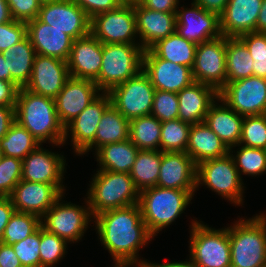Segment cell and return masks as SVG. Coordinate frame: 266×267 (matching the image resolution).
<instances>
[{"mask_svg": "<svg viewBox=\"0 0 266 267\" xmlns=\"http://www.w3.org/2000/svg\"><path fill=\"white\" fill-rule=\"evenodd\" d=\"M114 267H142V264L129 259H113Z\"/></svg>", "mask_w": 266, "mask_h": 267, "instance_id": "61", "label": "cell"}, {"mask_svg": "<svg viewBox=\"0 0 266 267\" xmlns=\"http://www.w3.org/2000/svg\"><path fill=\"white\" fill-rule=\"evenodd\" d=\"M130 121L124 117L112 104L104 111L95 135L94 141L80 154H87L90 150L111 143L121 142L129 139Z\"/></svg>", "mask_w": 266, "mask_h": 267, "instance_id": "30", "label": "cell"}, {"mask_svg": "<svg viewBox=\"0 0 266 267\" xmlns=\"http://www.w3.org/2000/svg\"><path fill=\"white\" fill-rule=\"evenodd\" d=\"M26 35L27 24L25 22L12 20L0 24V52L7 51Z\"/></svg>", "mask_w": 266, "mask_h": 267, "instance_id": "46", "label": "cell"}, {"mask_svg": "<svg viewBox=\"0 0 266 267\" xmlns=\"http://www.w3.org/2000/svg\"><path fill=\"white\" fill-rule=\"evenodd\" d=\"M178 106L177 93L155 90L151 115L161 122L178 119Z\"/></svg>", "mask_w": 266, "mask_h": 267, "instance_id": "45", "label": "cell"}, {"mask_svg": "<svg viewBox=\"0 0 266 267\" xmlns=\"http://www.w3.org/2000/svg\"><path fill=\"white\" fill-rule=\"evenodd\" d=\"M134 11L139 44L144 50L150 49L159 40L176 32V12H160L141 4L134 5Z\"/></svg>", "mask_w": 266, "mask_h": 267, "instance_id": "24", "label": "cell"}, {"mask_svg": "<svg viewBox=\"0 0 266 267\" xmlns=\"http://www.w3.org/2000/svg\"><path fill=\"white\" fill-rule=\"evenodd\" d=\"M263 0H229L219 16L221 35L239 37L257 32V19Z\"/></svg>", "mask_w": 266, "mask_h": 267, "instance_id": "25", "label": "cell"}, {"mask_svg": "<svg viewBox=\"0 0 266 267\" xmlns=\"http://www.w3.org/2000/svg\"><path fill=\"white\" fill-rule=\"evenodd\" d=\"M178 119L190 125L205 121L210 105L218 98V92L211 86L193 82L177 93Z\"/></svg>", "mask_w": 266, "mask_h": 267, "instance_id": "27", "label": "cell"}, {"mask_svg": "<svg viewBox=\"0 0 266 267\" xmlns=\"http://www.w3.org/2000/svg\"><path fill=\"white\" fill-rule=\"evenodd\" d=\"M186 153L197 165L227 155L229 148L203 121L191 126Z\"/></svg>", "mask_w": 266, "mask_h": 267, "instance_id": "29", "label": "cell"}, {"mask_svg": "<svg viewBox=\"0 0 266 267\" xmlns=\"http://www.w3.org/2000/svg\"><path fill=\"white\" fill-rule=\"evenodd\" d=\"M63 193L52 207L41 217V226L49 233L55 234L68 243H76L84 236L89 222L94 219L87 198L86 206L62 201ZM62 201V202H61ZM44 221V222H43Z\"/></svg>", "mask_w": 266, "mask_h": 267, "instance_id": "9", "label": "cell"}, {"mask_svg": "<svg viewBox=\"0 0 266 267\" xmlns=\"http://www.w3.org/2000/svg\"><path fill=\"white\" fill-rule=\"evenodd\" d=\"M190 260L196 267H231L229 227L214 229L192 220Z\"/></svg>", "mask_w": 266, "mask_h": 267, "instance_id": "7", "label": "cell"}, {"mask_svg": "<svg viewBox=\"0 0 266 267\" xmlns=\"http://www.w3.org/2000/svg\"><path fill=\"white\" fill-rule=\"evenodd\" d=\"M257 32L266 33V0L262 1L261 10L257 19Z\"/></svg>", "mask_w": 266, "mask_h": 267, "instance_id": "58", "label": "cell"}, {"mask_svg": "<svg viewBox=\"0 0 266 267\" xmlns=\"http://www.w3.org/2000/svg\"><path fill=\"white\" fill-rule=\"evenodd\" d=\"M111 105L108 92H102L71 122L65 126L63 145L70 132L74 152L79 156L95 139L98 123Z\"/></svg>", "mask_w": 266, "mask_h": 267, "instance_id": "17", "label": "cell"}, {"mask_svg": "<svg viewBox=\"0 0 266 267\" xmlns=\"http://www.w3.org/2000/svg\"><path fill=\"white\" fill-rule=\"evenodd\" d=\"M138 151L129 139L104 145L95 151L98 170L130 173Z\"/></svg>", "mask_w": 266, "mask_h": 267, "instance_id": "31", "label": "cell"}, {"mask_svg": "<svg viewBox=\"0 0 266 267\" xmlns=\"http://www.w3.org/2000/svg\"><path fill=\"white\" fill-rule=\"evenodd\" d=\"M229 0H193L195 4L207 12L215 13L220 16L226 8Z\"/></svg>", "mask_w": 266, "mask_h": 267, "instance_id": "55", "label": "cell"}, {"mask_svg": "<svg viewBox=\"0 0 266 267\" xmlns=\"http://www.w3.org/2000/svg\"><path fill=\"white\" fill-rule=\"evenodd\" d=\"M218 97L239 115L266 114V79L250 76L229 82Z\"/></svg>", "mask_w": 266, "mask_h": 267, "instance_id": "12", "label": "cell"}, {"mask_svg": "<svg viewBox=\"0 0 266 267\" xmlns=\"http://www.w3.org/2000/svg\"><path fill=\"white\" fill-rule=\"evenodd\" d=\"M22 160L2 156L0 160V196H10L21 181Z\"/></svg>", "mask_w": 266, "mask_h": 267, "instance_id": "43", "label": "cell"}, {"mask_svg": "<svg viewBox=\"0 0 266 267\" xmlns=\"http://www.w3.org/2000/svg\"><path fill=\"white\" fill-rule=\"evenodd\" d=\"M10 8L8 7L7 0H0V24L12 21Z\"/></svg>", "mask_w": 266, "mask_h": 267, "instance_id": "57", "label": "cell"}, {"mask_svg": "<svg viewBox=\"0 0 266 267\" xmlns=\"http://www.w3.org/2000/svg\"><path fill=\"white\" fill-rule=\"evenodd\" d=\"M120 1L122 4H126V5H136L142 2V0H120Z\"/></svg>", "mask_w": 266, "mask_h": 267, "instance_id": "62", "label": "cell"}, {"mask_svg": "<svg viewBox=\"0 0 266 267\" xmlns=\"http://www.w3.org/2000/svg\"><path fill=\"white\" fill-rule=\"evenodd\" d=\"M62 194L53 184L21 180L9 197L15 211L35 214L41 218Z\"/></svg>", "mask_w": 266, "mask_h": 267, "instance_id": "21", "label": "cell"}, {"mask_svg": "<svg viewBox=\"0 0 266 267\" xmlns=\"http://www.w3.org/2000/svg\"><path fill=\"white\" fill-rule=\"evenodd\" d=\"M41 226V218L35 214L15 211L7 223L0 242L13 245L34 233Z\"/></svg>", "mask_w": 266, "mask_h": 267, "instance_id": "39", "label": "cell"}, {"mask_svg": "<svg viewBox=\"0 0 266 267\" xmlns=\"http://www.w3.org/2000/svg\"><path fill=\"white\" fill-rule=\"evenodd\" d=\"M230 153L197 164L196 190L207 186L234 205L243 204L244 183ZM201 184V185H200Z\"/></svg>", "mask_w": 266, "mask_h": 267, "instance_id": "8", "label": "cell"}, {"mask_svg": "<svg viewBox=\"0 0 266 267\" xmlns=\"http://www.w3.org/2000/svg\"><path fill=\"white\" fill-rule=\"evenodd\" d=\"M41 143L23 126L15 121L7 134L0 140L3 156L23 160Z\"/></svg>", "mask_w": 266, "mask_h": 267, "instance_id": "37", "label": "cell"}, {"mask_svg": "<svg viewBox=\"0 0 266 267\" xmlns=\"http://www.w3.org/2000/svg\"><path fill=\"white\" fill-rule=\"evenodd\" d=\"M253 63L245 44L238 37H227L226 84L253 76Z\"/></svg>", "mask_w": 266, "mask_h": 267, "instance_id": "34", "label": "cell"}, {"mask_svg": "<svg viewBox=\"0 0 266 267\" xmlns=\"http://www.w3.org/2000/svg\"><path fill=\"white\" fill-rule=\"evenodd\" d=\"M195 192L158 186L142 190L138 205L149 233L155 237L180 217Z\"/></svg>", "mask_w": 266, "mask_h": 267, "instance_id": "3", "label": "cell"}, {"mask_svg": "<svg viewBox=\"0 0 266 267\" xmlns=\"http://www.w3.org/2000/svg\"><path fill=\"white\" fill-rule=\"evenodd\" d=\"M69 78L70 73L66 61L37 54L33 62L31 77L24 88L54 99Z\"/></svg>", "mask_w": 266, "mask_h": 267, "instance_id": "18", "label": "cell"}, {"mask_svg": "<svg viewBox=\"0 0 266 267\" xmlns=\"http://www.w3.org/2000/svg\"><path fill=\"white\" fill-rule=\"evenodd\" d=\"M238 145L266 148V114L244 116Z\"/></svg>", "mask_w": 266, "mask_h": 267, "instance_id": "42", "label": "cell"}, {"mask_svg": "<svg viewBox=\"0 0 266 267\" xmlns=\"http://www.w3.org/2000/svg\"><path fill=\"white\" fill-rule=\"evenodd\" d=\"M179 0H142V6L160 11V12H177Z\"/></svg>", "mask_w": 266, "mask_h": 267, "instance_id": "53", "label": "cell"}, {"mask_svg": "<svg viewBox=\"0 0 266 267\" xmlns=\"http://www.w3.org/2000/svg\"><path fill=\"white\" fill-rule=\"evenodd\" d=\"M90 33L102 44H139L134 5L119 7L91 18ZM136 37V38H135Z\"/></svg>", "mask_w": 266, "mask_h": 267, "instance_id": "10", "label": "cell"}, {"mask_svg": "<svg viewBox=\"0 0 266 267\" xmlns=\"http://www.w3.org/2000/svg\"><path fill=\"white\" fill-rule=\"evenodd\" d=\"M161 121L153 115L130 120L129 140L139 150H160Z\"/></svg>", "mask_w": 266, "mask_h": 267, "instance_id": "36", "label": "cell"}, {"mask_svg": "<svg viewBox=\"0 0 266 267\" xmlns=\"http://www.w3.org/2000/svg\"><path fill=\"white\" fill-rule=\"evenodd\" d=\"M154 92L149 77L141 71L135 77L113 87L108 94L111 104L130 121L151 114Z\"/></svg>", "mask_w": 266, "mask_h": 267, "instance_id": "11", "label": "cell"}, {"mask_svg": "<svg viewBox=\"0 0 266 267\" xmlns=\"http://www.w3.org/2000/svg\"><path fill=\"white\" fill-rule=\"evenodd\" d=\"M238 38L245 44L254 61L266 60V33L254 31Z\"/></svg>", "mask_w": 266, "mask_h": 267, "instance_id": "48", "label": "cell"}, {"mask_svg": "<svg viewBox=\"0 0 266 267\" xmlns=\"http://www.w3.org/2000/svg\"><path fill=\"white\" fill-rule=\"evenodd\" d=\"M41 1V3H45V2H51V1H56V0H39Z\"/></svg>", "mask_w": 266, "mask_h": 267, "instance_id": "63", "label": "cell"}, {"mask_svg": "<svg viewBox=\"0 0 266 267\" xmlns=\"http://www.w3.org/2000/svg\"><path fill=\"white\" fill-rule=\"evenodd\" d=\"M93 221L96 234L112 259H129L141 264L145 261L138 259L140 248L145 247L154 237L142 219L138 203L102 212Z\"/></svg>", "mask_w": 266, "mask_h": 267, "instance_id": "1", "label": "cell"}, {"mask_svg": "<svg viewBox=\"0 0 266 267\" xmlns=\"http://www.w3.org/2000/svg\"><path fill=\"white\" fill-rule=\"evenodd\" d=\"M27 35L36 54L68 60L73 39L60 30L41 22L38 18L28 21Z\"/></svg>", "mask_w": 266, "mask_h": 267, "instance_id": "26", "label": "cell"}, {"mask_svg": "<svg viewBox=\"0 0 266 267\" xmlns=\"http://www.w3.org/2000/svg\"><path fill=\"white\" fill-rule=\"evenodd\" d=\"M40 227L31 235L12 245L23 267H41Z\"/></svg>", "mask_w": 266, "mask_h": 267, "instance_id": "44", "label": "cell"}, {"mask_svg": "<svg viewBox=\"0 0 266 267\" xmlns=\"http://www.w3.org/2000/svg\"><path fill=\"white\" fill-rule=\"evenodd\" d=\"M189 261H180V262H168L163 264H156L147 262L146 260L142 263V267H196L190 260Z\"/></svg>", "mask_w": 266, "mask_h": 267, "instance_id": "56", "label": "cell"}, {"mask_svg": "<svg viewBox=\"0 0 266 267\" xmlns=\"http://www.w3.org/2000/svg\"><path fill=\"white\" fill-rule=\"evenodd\" d=\"M19 89L15 83L0 80V106H16Z\"/></svg>", "mask_w": 266, "mask_h": 267, "instance_id": "50", "label": "cell"}, {"mask_svg": "<svg viewBox=\"0 0 266 267\" xmlns=\"http://www.w3.org/2000/svg\"><path fill=\"white\" fill-rule=\"evenodd\" d=\"M144 49L140 44H103L99 77L95 81L101 92L135 77L142 71Z\"/></svg>", "mask_w": 266, "mask_h": 267, "instance_id": "6", "label": "cell"}, {"mask_svg": "<svg viewBox=\"0 0 266 267\" xmlns=\"http://www.w3.org/2000/svg\"><path fill=\"white\" fill-rule=\"evenodd\" d=\"M252 68L253 76L266 79V60L254 61Z\"/></svg>", "mask_w": 266, "mask_h": 267, "instance_id": "60", "label": "cell"}, {"mask_svg": "<svg viewBox=\"0 0 266 267\" xmlns=\"http://www.w3.org/2000/svg\"><path fill=\"white\" fill-rule=\"evenodd\" d=\"M197 44L181 37L177 32L159 40L150 49L161 59L193 67Z\"/></svg>", "mask_w": 266, "mask_h": 267, "instance_id": "33", "label": "cell"}, {"mask_svg": "<svg viewBox=\"0 0 266 267\" xmlns=\"http://www.w3.org/2000/svg\"><path fill=\"white\" fill-rule=\"evenodd\" d=\"M197 165L186 152H162L158 187L196 191Z\"/></svg>", "mask_w": 266, "mask_h": 267, "instance_id": "22", "label": "cell"}, {"mask_svg": "<svg viewBox=\"0 0 266 267\" xmlns=\"http://www.w3.org/2000/svg\"><path fill=\"white\" fill-rule=\"evenodd\" d=\"M243 118L244 116L239 115L218 97L210 105L204 122L227 145L229 150H232L239 144Z\"/></svg>", "mask_w": 266, "mask_h": 267, "instance_id": "28", "label": "cell"}, {"mask_svg": "<svg viewBox=\"0 0 266 267\" xmlns=\"http://www.w3.org/2000/svg\"><path fill=\"white\" fill-rule=\"evenodd\" d=\"M65 164L63 155L46 150L40 144L22 160L21 180L53 184L64 193Z\"/></svg>", "mask_w": 266, "mask_h": 267, "instance_id": "16", "label": "cell"}, {"mask_svg": "<svg viewBox=\"0 0 266 267\" xmlns=\"http://www.w3.org/2000/svg\"><path fill=\"white\" fill-rule=\"evenodd\" d=\"M226 42L227 37L197 45L192 74L195 82L209 85L219 92L226 85Z\"/></svg>", "mask_w": 266, "mask_h": 267, "instance_id": "13", "label": "cell"}, {"mask_svg": "<svg viewBox=\"0 0 266 267\" xmlns=\"http://www.w3.org/2000/svg\"><path fill=\"white\" fill-rule=\"evenodd\" d=\"M82 8L91 19L95 15L116 9L122 3L120 0H72Z\"/></svg>", "mask_w": 266, "mask_h": 267, "instance_id": "49", "label": "cell"}, {"mask_svg": "<svg viewBox=\"0 0 266 267\" xmlns=\"http://www.w3.org/2000/svg\"><path fill=\"white\" fill-rule=\"evenodd\" d=\"M67 241L40 226L41 267H53L66 255Z\"/></svg>", "mask_w": 266, "mask_h": 267, "instance_id": "41", "label": "cell"}, {"mask_svg": "<svg viewBox=\"0 0 266 267\" xmlns=\"http://www.w3.org/2000/svg\"><path fill=\"white\" fill-rule=\"evenodd\" d=\"M13 20L27 23L38 17L41 8L39 0H7Z\"/></svg>", "mask_w": 266, "mask_h": 267, "instance_id": "47", "label": "cell"}, {"mask_svg": "<svg viewBox=\"0 0 266 267\" xmlns=\"http://www.w3.org/2000/svg\"><path fill=\"white\" fill-rule=\"evenodd\" d=\"M37 18L41 22L67 34L73 40L90 34L91 19L72 0L42 3Z\"/></svg>", "mask_w": 266, "mask_h": 267, "instance_id": "14", "label": "cell"}, {"mask_svg": "<svg viewBox=\"0 0 266 267\" xmlns=\"http://www.w3.org/2000/svg\"><path fill=\"white\" fill-rule=\"evenodd\" d=\"M0 267H23L11 245L0 242Z\"/></svg>", "mask_w": 266, "mask_h": 267, "instance_id": "52", "label": "cell"}, {"mask_svg": "<svg viewBox=\"0 0 266 267\" xmlns=\"http://www.w3.org/2000/svg\"><path fill=\"white\" fill-rule=\"evenodd\" d=\"M2 54L8 61L11 82L19 88H24L31 77L33 62L37 55L28 35Z\"/></svg>", "mask_w": 266, "mask_h": 267, "instance_id": "32", "label": "cell"}, {"mask_svg": "<svg viewBox=\"0 0 266 267\" xmlns=\"http://www.w3.org/2000/svg\"><path fill=\"white\" fill-rule=\"evenodd\" d=\"M239 150L233 155V151L229 150L235 166L240 174L243 175H262L266 173V151L262 148H253L243 145H236Z\"/></svg>", "mask_w": 266, "mask_h": 267, "instance_id": "40", "label": "cell"}, {"mask_svg": "<svg viewBox=\"0 0 266 267\" xmlns=\"http://www.w3.org/2000/svg\"><path fill=\"white\" fill-rule=\"evenodd\" d=\"M103 57V44L91 33L73 40L67 66L70 77L96 81Z\"/></svg>", "mask_w": 266, "mask_h": 267, "instance_id": "23", "label": "cell"}, {"mask_svg": "<svg viewBox=\"0 0 266 267\" xmlns=\"http://www.w3.org/2000/svg\"><path fill=\"white\" fill-rule=\"evenodd\" d=\"M15 122V106H0V140Z\"/></svg>", "mask_w": 266, "mask_h": 267, "instance_id": "54", "label": "cell"}, {"mask_svg": "<svg viewBox=\"0 0 266 267\" xmlns=\"http://www.w3.org/2000/svg\"><path fill=\"white\" fill-rule=\"evenodd\" d=\"M90 183L86 196L93 217L139 202L140 191L136 188L130 173L98 170Z\"/></svg>", "mask_w": 266, "mask_h": 267, "instance_id": "4", "label": "cell"}, {"mask_svg": "<svg viewBox=\"0 0 266 267\" xmlns=\"http://www.w3.org/2000/svg\"><path fill=\"white\" fill-rule=\"evenodd\" d=\"M15 121L40 143L63 145L65 127L58 117L53 98L20 88L15 106Z\"/></svg>", "mask_w": 266, "mask_h": 267, "instance_id": "2", "label": "cell"}, {"mask_svg": "<svg viewBox=\"0 0 266 267\" xmlns=\"http://www.w3.org/2000/svg\"><path fill=\"white\" fill-rule=\"evenodd\" d=\"M0 80L11 82V73L9 70L8 61H6L2 52H0Z\"/></svg>", "mask_w": 266, "mask_h": 267, "instance_id": "59", "label": "cell"}, {"mask_svg": "<svg viewBox=\"0 0 266 267\" xmlns=\"http://www.w3.org/2000/svg\"><path fill=\"white\" fill-rule=\"evenodd\" d=\"M191 126L180 119L161 122L160 150L162 152H186Z\"/></svg>", "mask_w": 266, "mask_h": 267, "instance_id": "38", "label": "cell"}, {"mask_svg": "<svg viewBox=\"0 0 266 267\" xmlns=\"http://www.w3.org/2000/svg\"><path fill=\"white\" fill-rule=\"evenodd\" d=\"M161 166V150H139L130 176L141 192L157 186Z\"/></svg>", "mask_w": 266, "mask_h": 267, "instance_id": "35", "label": "cell"}, {"mask_svg": "<svg viewBox=\"0 0 266 267\" xmlns=\"http://www.w3.org/2000/svg\"><path fill=\"white\" fill-rule=\"evenodd\" d=\"M191 5V9L178 7L176 32L197 45L220 37L219 16L205 11L194 2Z\"/></svg>", "mask_w": 266, "mask_h": 267, "instance_id": "19", "label": "cell"}, {"mask_svg": "<svg viewBox=\"0 0 266 267\" xmlns=\"http://www.w3.org/2000/svg\"><path fill=\"white\" fill-rule=\"evenodd\" d=\"M100 92L94 81L70 77L54 98L58 117L64 127L76 118Z\"/></svg>", "mask_w": 266, "mask_h": 267, "instance_id": "20", "label": "cell"}, {"mask_svg": "<svg viewBox=\"0 0 266 267\" xmlns=\"http://www.w3.org/2000/svg\"><path fill=\"white\" fill-rule=\"evenodd\" d=\"M2 156H3V154H2V151L0 150V160H1Z\"/></svg>", "mask_w": 266, "mask_h": 267, "instance_id": "64", "label": "cell"}, {"mask_svg": "<svg viewBox=\"0 0 266 267\" xmlns=\"http://www.w3.org/2000/svg\"><path fill=\"white\" fill-rule=\"evenodd\" d=\"M15 212L9 196H0V241L10 217Z\"/></svg>", "mask_w": 266, "mask_h": 267, "instance_id": "51", "label": "cell"}, {"mask_svg": "<svg viewBox=\"0 0 266 267\" xmlns=\"http://www.w3.org/2000/svg\"><path fill=\"white\" fill-rule=\"evenodd\" d=\"M240 218L229 227L231 267H262L266 264V215Z\"/></svg>", "mask_w": 266, "mask_h": 267, "instance_id": "5", "label": "cell"}, {"mask_svg": "<svg viewBox=\"0 0 266 267\" xmlns=\"http://www.w3.org/2000/svg\"><path fill=\"white\" fill-rule=\"evenodd\" d=\"M142 71L155 90L178 93L194 82L191 67L161 59L151 49L144 50Z\"/></svg>", "mask_w": 266, "mask_h": 267, "instance_id": "15", "label": "cell"}]
</instances>
